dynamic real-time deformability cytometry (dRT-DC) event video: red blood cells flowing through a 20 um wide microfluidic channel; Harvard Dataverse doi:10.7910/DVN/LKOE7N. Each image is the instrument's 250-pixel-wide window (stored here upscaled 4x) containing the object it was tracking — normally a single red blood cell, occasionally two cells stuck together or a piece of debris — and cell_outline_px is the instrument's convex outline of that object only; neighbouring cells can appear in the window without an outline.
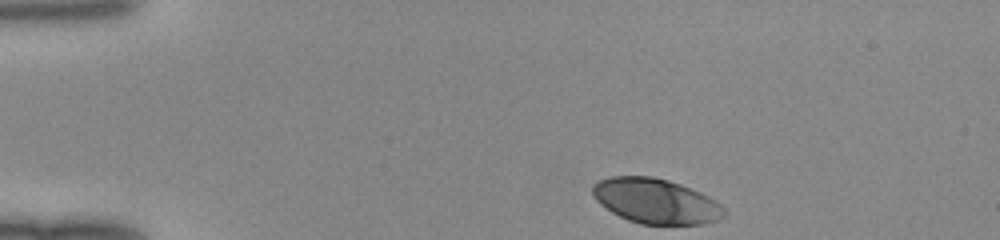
{"species": "human", "species_latin": "Homo sapiens", "temperature_condition": "room temperature", "stored_images_in_passage": 42, "camera_frame_rate_fps": 3000, "um_per_image_px": 0.085, "donor": {"sex": "female"}, "frame": {"image": 1, "passage_image": 1, "time_ms": 0.0, "image_size_px": [1000, 240], "cell_outline_px": [[724, 216], [716, 220], [704, 224], [640, 224], [628, 220], [612, 212], [600, 204], [596, 200], [592, 192], [592, 184], [596, 180], [608, 176], [652, 176], [668, 180], [680, 184], [700, 192], [716, 200], [724, 208]], "centroid_in_image_um": [55.71, 17.08], "position_along_channel_um": 29.3, "area_um2": 34.56}}
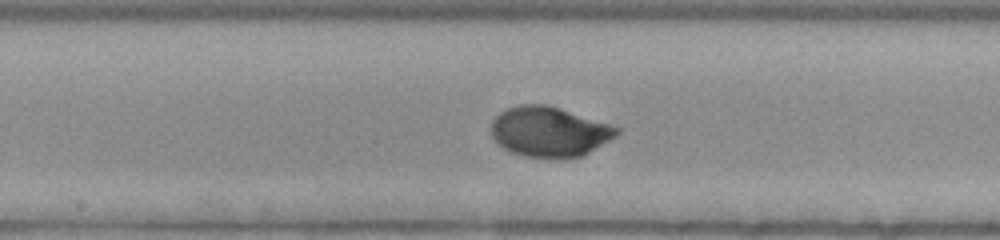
{"frame": {"image": 2, "passage_image": 19, "time_ms": 6.0, "image_size_px": [1000, 240], "cell_outline_px": [[620, 132], [616, 136], [588, 152], [580, 156], [528, 156], [512, 152], [504, 148], [492, 136], [492, 120], [500, 112], [508, 108], [520, 104], [548, 104], [612, 124], [620, 128]], "centroid_in_image_um": [46.71, 11.14], "position_along_channel_um": 201.5, "area_um2": 36.01}}
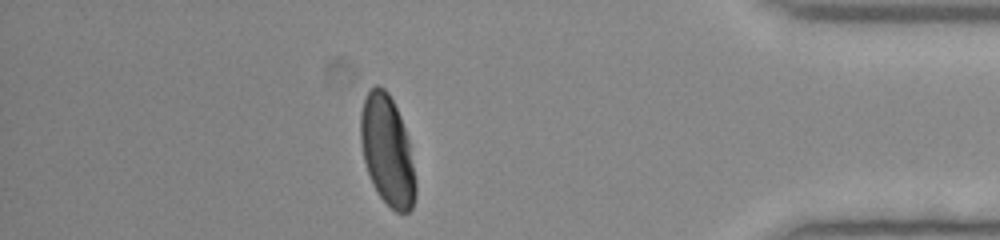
{"frame": {"image": 3, "passage_image": 36, "time_ms": 11.667, "image_size_px": [1000, 240], "cell_outline_px": [[416, 196], [412, 208], [408, 212], [396, 212], [380, 196], [372, 184], [364, 160], [360, 140], [360, 112], [364, 96], [376, 84], [384, 88], [388, 92], [400, 116], [408, 140], [416, 180]], "centroid_in_image_um": [32.9, 12.79], "position_along_channel_um": 402.3, "area_um2": 35.08}}